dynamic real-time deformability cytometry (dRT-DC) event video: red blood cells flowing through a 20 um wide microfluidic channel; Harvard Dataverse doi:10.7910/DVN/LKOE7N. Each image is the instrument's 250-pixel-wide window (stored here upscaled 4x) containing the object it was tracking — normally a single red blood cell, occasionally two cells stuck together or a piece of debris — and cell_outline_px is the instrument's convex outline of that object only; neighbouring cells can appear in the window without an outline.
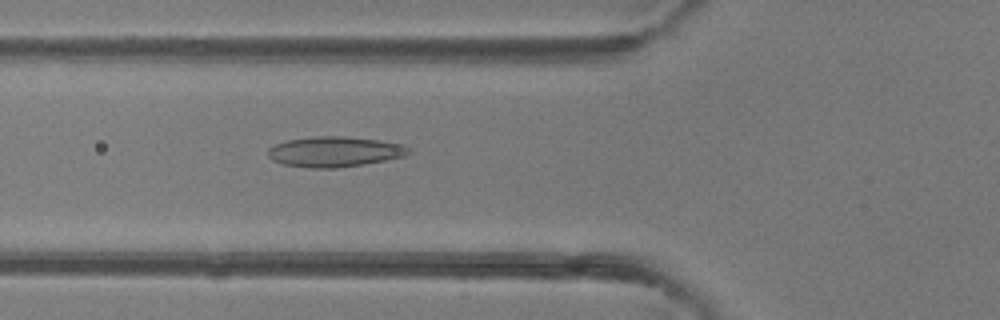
{"species": "common noctule bat (a hibernating species)", "species_latin": "Nyctalus noctula", "temperature_condition": "room temperature", "stored_images_in_passage": 48, "camera_frame_rate_fps": 3000, "um_per_image_px": 0.085, "animal": {"sex": "female"}, "frame": {"image": 1, "passage_image": 18, "time_ms": 5.667, "image_size_px": [1000, 320], "cell_outline_px": [[412, 152], [404, 156], [364, 164], [336, 168], [308, 168], [284, 164], [272, 160], [268, 156], [268, 148], [276, 144], [288, 140], [312, 136], [344, 136], [380, 140], [404, 144], [412, 148]], "centroid_in_image_um": [28.47, 12.89], "position_along_channel_um": 97.3, "area_um2": 25.03}}
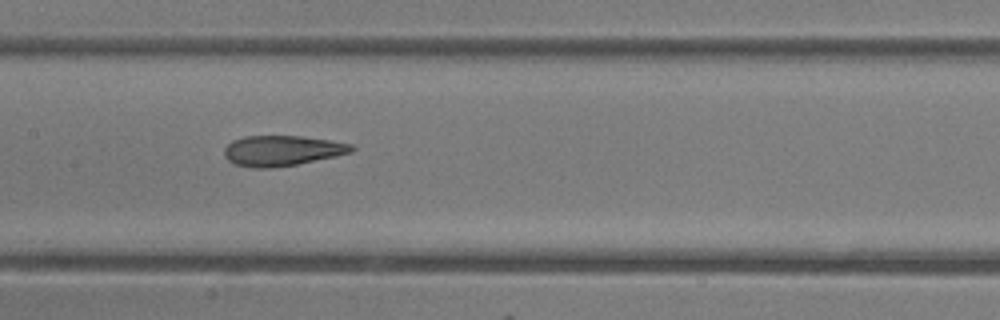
{"frame": {"image": 2, "passage_image": 24, "time_ms": 7.667, "image_size_px": [1000, 320], "cell_outline_px": [[356, 148], [352, 152], [336, 156], [296, 164], [272, 168], [252, 168], [236, 164], [228, 160], [224, 156], [224, 148], [232, 140], [244, 136], [300, 136], [328, 140], [352, 144]], "centroid_in_image_um": [23.96, 12.8], "position_along_channel_um": 183.4, "area_um2": 22.48}}
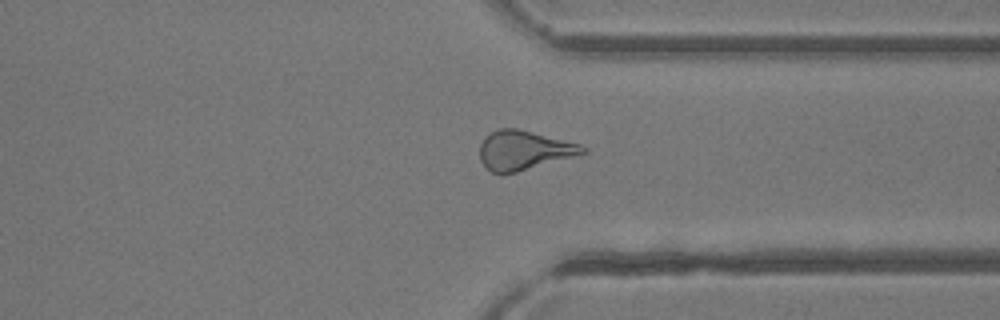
{"frame": {"image": 3, "passage_image": 37, "time_ms": 12.0, "image_size_px": [1000, 320], "cell_outline_px": [[588, 152], [516, 172], [492, 172], [484, 168], [480, 160], [480, 144], [484, 136], [500, 128], [516, 128], [580, 144], [588, 148]], "centroid_in_image_um": [44.5, 12.76], "position_along_channel_um": 366.9, "area_um2": 23.24}, "authors_computed_cell_mechanics": {"area_um2": 25.0274, "velocity_mm_per_s": 4.2577, "shape_relaxation_time_tau1_ms": null, "shape_relaxation_time_tau2_ms": 2.1134, "deformation_change_tau1": null, "deformation_change_tau2": 0.1159}}